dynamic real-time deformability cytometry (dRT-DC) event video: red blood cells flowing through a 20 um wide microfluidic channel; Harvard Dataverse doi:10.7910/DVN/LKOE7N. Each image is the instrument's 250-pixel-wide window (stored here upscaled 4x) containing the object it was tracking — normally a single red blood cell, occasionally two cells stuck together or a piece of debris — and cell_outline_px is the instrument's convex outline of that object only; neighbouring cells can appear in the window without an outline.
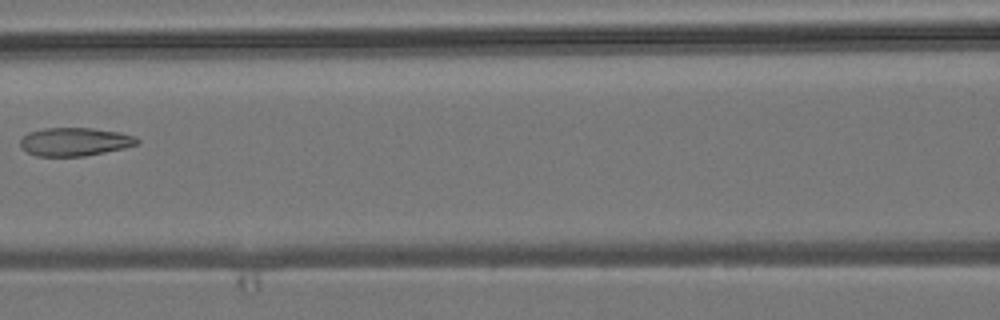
{"species": "common noctule bat (a hibernating species)", "species_latin": "Nyctalus noctula", "temperature_condition": "room temperature", "stored_images_in_passage": 6, "camera_frame_rate_fps": 3000, "um_per_image_px": 0.085, "animal": {"sex": "male", "body_mass_g": 19.2, "forearm_length_mm": 51.8}, "frame": {"image": 1, "passage_image": 4, "time_ms": 3.667, "image_size_px": [1000, 320], "cell_outline_px": [[140, 144], [124, 148], [84, 156], [36, 156], [20, 148], [20, 140], [28, 132], [44, 128], [92, 128], [120, 132], [136, 136], [140, 140]], "centroid_in_image_um": [6.38, 12.04], "position_along_channel_um": 160.2, "area_um2": 19.42}}
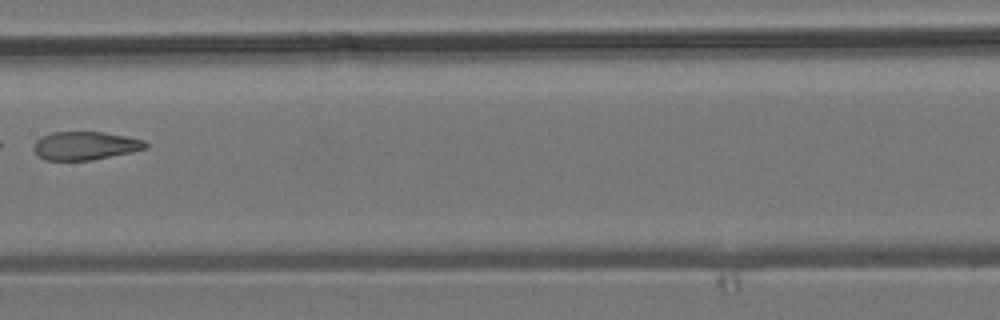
{"frame": {"image": 2, "passage_image": 5, "time_ms": 4.667, "image_size_px": [1000, 320], "cell_outline_px": [[148, 148], [132, 152], [92, 160], [44, 160], [32, 148], [32, 144], [40, 136], [52, 132], [104, 132], [128, 136], [144, 140], [148, 144]], "centroid_in_image_um": [7.24, 12.38], "position_along_channel_um": 200.2, "area_um2": 18.67}}
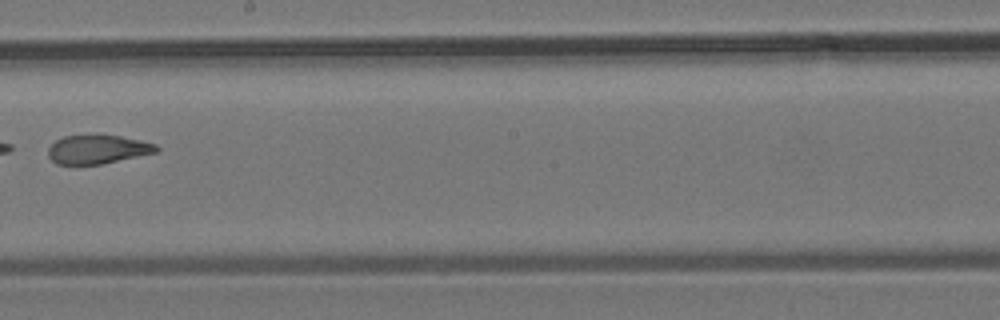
{"frame": {"image": 3, "passage_image": 6, "time_ms": 5.667, "image_size_px": [1000, 320], "cell_outline_px": [[160, 148], [156, 152], [100, 164], [56, 164], [48, 156], [48, 148], [56, 140], [64, 136], [96, 132], [120, 136], [140, 140], [156, 144]], "centroid_in_image_um": [8.27, 12.65], "position_along_channel_um": 239.9, "area_um2": 18.55}}